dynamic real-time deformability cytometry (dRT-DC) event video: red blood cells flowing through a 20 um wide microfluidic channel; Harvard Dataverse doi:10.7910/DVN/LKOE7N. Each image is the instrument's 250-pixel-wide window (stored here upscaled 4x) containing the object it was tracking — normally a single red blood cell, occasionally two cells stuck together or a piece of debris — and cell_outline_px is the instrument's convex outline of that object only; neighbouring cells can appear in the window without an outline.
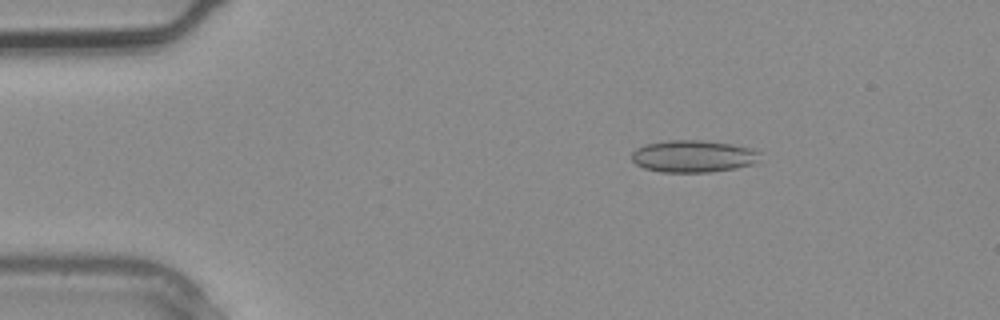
{"species": "common noctule bat (a hibernating species)", "species_latin": "Nyctalus noctula", "temperature_condition": "warm", "stored_images_in_passage": 3, "camera_frame_rate_fps": 3000, "um_per_image_px": 0.085, "animal": {"sex": "male", "body_mass_g": 20.4}, "frame": {"image": 1, "passage_image": 2, "time_ms": 0.333, "image_size_px": [1000, 320], "cell_outline_px": [[760, 152], [756, 160], [752, 164], [736, 168], [712, 172], [660, 172], [644, 168], [636, 164], [632, 160], [632, 152], [636, 148], [644, 144], [668, 140], [704, 140], [732, 144], [756, 148]], "centroid_in_image_um": [58.92, 13.27], "position_along_channel_um": 26.1, "area_um2": 24.22}}